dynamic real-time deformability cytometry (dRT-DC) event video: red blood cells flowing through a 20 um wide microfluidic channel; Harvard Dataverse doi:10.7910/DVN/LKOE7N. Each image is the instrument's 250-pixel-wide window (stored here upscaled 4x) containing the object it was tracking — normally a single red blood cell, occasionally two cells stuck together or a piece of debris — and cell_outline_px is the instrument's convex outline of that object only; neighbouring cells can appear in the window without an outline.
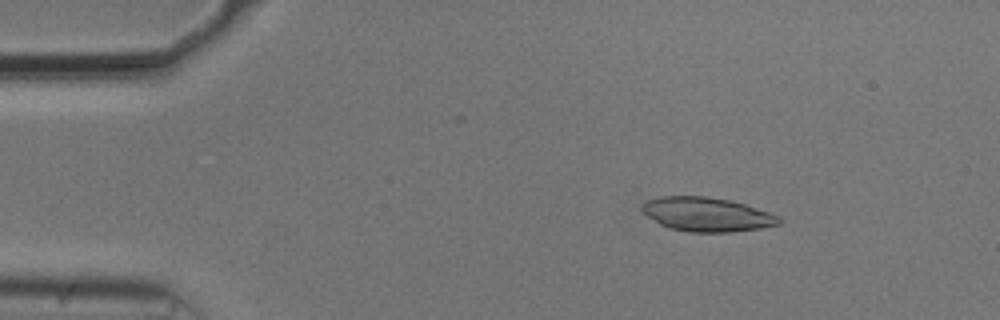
{"species": "common noctule bat (a hibernating species)", "species_latin": "Nyctalus noctula", "temperature_condition": "cold", "stored_images_in_passage": 52, "camera_frame_rate_fps": 3000, "um_per_image_px": 0.085, "animal": {"sex": "male", "body_mass_g": 20.5, "forearm_length_mm": 52.5}, "frame": {"image": 1, "passage_image": 7, "time_ms": 2.0, "image_size_px": [1000, 320], "cell_outline_px": [[784, 220], [780, 224], [760, 228], [732, 232], [688, 232], [668, 228], [660, 224], [640, 212], [640, 208], [648, 200], [660, 196], [704, 196], [728, 200], [744, 204], [780, 216]], "centroid_in_image_um": [60.07, 18.23], "position_along_channel_um": 24.9, "area_um2": 27.28}}
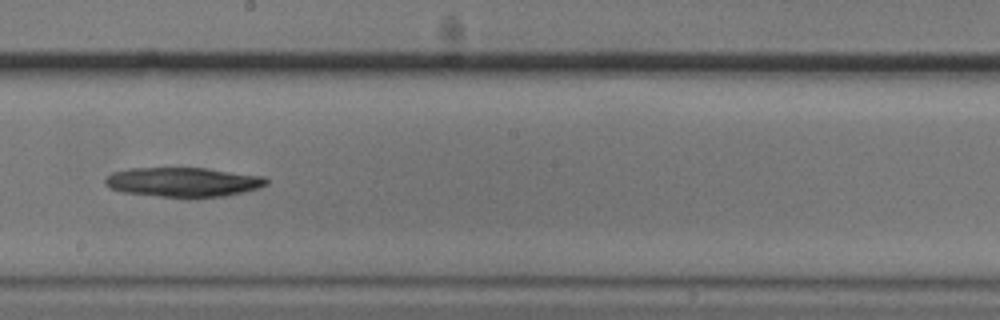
{"frame": {"image": 2, "passage_image": 29, "time_ms": 9.333, "image_size_px": [1000, 320], "cell_outline_px": [[268, 184], [260, 188], [244, 192], [224, 196], [160, 196], [120, 192], [108, 188], [104, 184], [104, 180], [112, 172], [128, 168], [208, 168], [264, 176], [268, 180]], "centroid_in_image_um": [15.56, 15.46], "position_along_channel_um": 232.6, "area_um2": 27.63}}
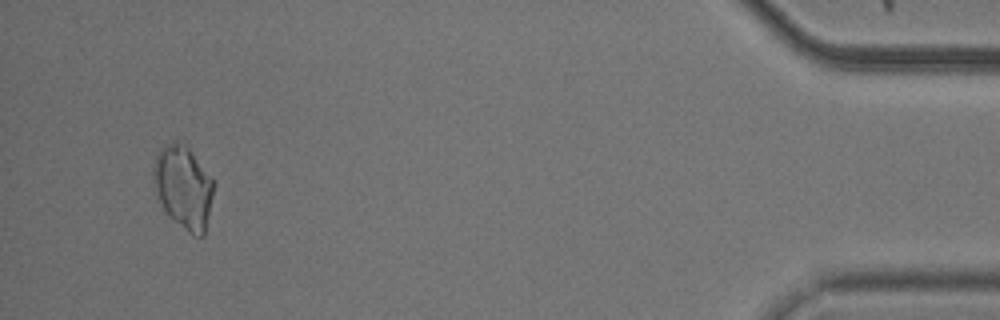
{"frame": {"image": 3, "passage_image": 50, "time_ms": 16.333, "image_size_px": [1000, 320], "cell_outline_px": [[212, 196], [204, 236], [192, 236], [164, 208], [156, 192], [152, 180], [152, 168], [156, 156], [160, 148], [172, 140], [180, 140], [188, 148], [212, 180]], "centroid_in_image_um": [15.55, 15.87], "position_along_channel_um": 419.7, "area_um2": 28.38}, "authors_computed_cell_mechanics": {"area_um2": 28.2642, "velocity_mm_per_s": 3.7391, "shape_relaxation_time_tau1_ms": 8.5011, "shape_relaxation_time_tau2_ms": null, "deformation_change_tau1": 0.1321, "deformation_change_tau2": null}}